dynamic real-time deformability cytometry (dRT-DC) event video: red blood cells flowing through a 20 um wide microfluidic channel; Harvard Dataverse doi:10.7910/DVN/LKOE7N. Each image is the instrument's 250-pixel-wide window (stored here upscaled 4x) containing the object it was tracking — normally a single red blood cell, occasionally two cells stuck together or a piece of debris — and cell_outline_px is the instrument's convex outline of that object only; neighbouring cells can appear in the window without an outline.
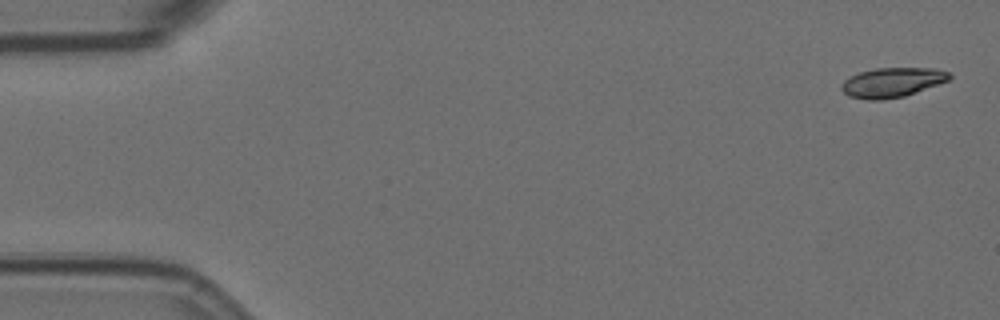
{"species": "Egyptian fruit bat (a non-hibernating species)", "species_latin": "Rousettus aegyptiacus", "temperature_condition": "room temperature", "stored_images_in_passage": 24, "camera_frame_rate_fps": 3000, "um_per_image_px": 0.085, "animal": {"sex": "female"}, "frame": {"image": 1, "passage_image": 1, "time_ms": 0.0, "image_size_px": [1000, 320], "cell_outline_px": [[952, 80], [904, 96], [880, 100], [868, 100], [848, 96], [840, 88], [840, 84], [844, 80], [860, 72], [876, 68], [936, 68], [948, 72], [952, 76]], "centroid_in_image_um": [75.86, 7.0], "position_along_channel_um": 9.1, "area_um2": 18.73}}
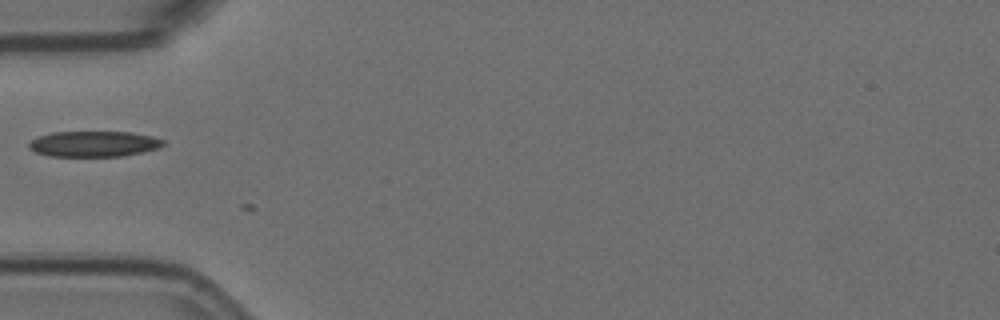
{"frame": {"image": 2, "passage_image": 18, "time_ms": 5.667, "image_size_px": [1000, 320], "cell_outline_px": [[164, 144], [160, 148], [144, 152], [124, 156], [48, 156], [36, 152], [28, 148], [28, 144], [36, 136], [52, 132], [132, 132], [152, 136], [164, 140]], "centroid_in_image_um": [7.98, 12.23], "position_along_channel_um": 77.0, "area_um2": 20.29}}
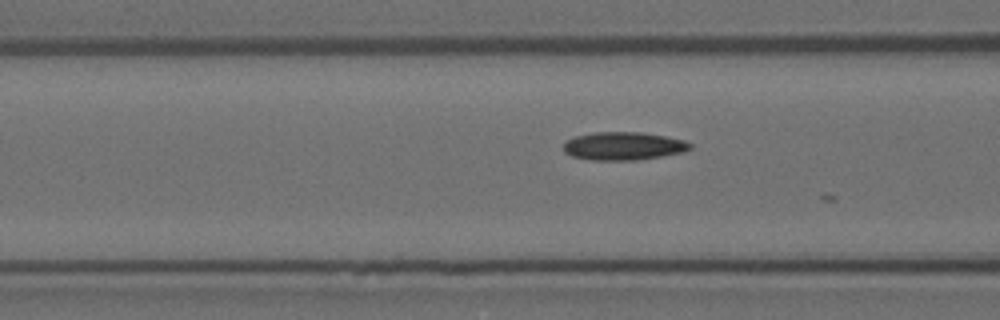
{"frame": {"image": 3, "passage_image": 21, "time_ms": 6.667, "image_size_px": [1000, 320], "cell_outline_px": [[692, 148], [684, 152], [636, 160], [592, 160], [572, 156], [564, 152], [564, 140], [576, 136], [592, 132], [640, 132], [664, 136], [684, 140], [692, 144]], "centroid_in_image_um": [52.97, 12.41], "position_along_channel_um": 113.6, "area_um2": 20.75}}